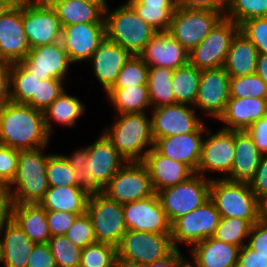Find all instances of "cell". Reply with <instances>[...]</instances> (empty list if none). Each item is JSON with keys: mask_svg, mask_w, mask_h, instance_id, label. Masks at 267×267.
<instances>
[{"mask_svg": "<svg viewBox=\"0 0 267 267\" xmlns=\"http://www.w3.org/2000/svg\"><path fill=\"white\" fill-rule=\"evenodd\" d=\"M249 185L260 202L267 198V154H262L259 166Z\"/></svg>", "mask_w": 267, "mask_h": 267, "instance_id": "54", "label": "cell"}, {"mask_svg": "<svg viewBox=\"0 0 267 267\" xmlns=\"http://www.w3.org/2000/svg\"><path fill=\"white\" fill-rule=\"evenodd\" d=\"M48 148L45 146L19 151L16 175L4 190L12 203L39 204L44 198L49 189L46 176L47 160L52 154L47 153Z\"/></svg>", "mask_w": 267, "mask_h": 267, "instance_id": "3", "label": "cell"}, {"mask_svg": "<svg viewBox=\"0 0 267 267\" xmlns=\"http://www.w3.org/2000/svg\"><path fill=\"white\" fill-rule=\"evenodd\" d=\"M65 83V80L54 78L38 81L37 110L44 112L66 89Z\"/></svg>", "mask_w": 267, "mask_h": 267, "instance_id": "50", "label": "cell"}, {"mask_svg": "<svg viewBox=\"0 0 267 267\" xmlns=\"http://www.w3.org/2000/svg\"><path fill=\"white\" fill-rule=\"evenodd\" d=\"M29 50L22 24V3H16L0 16V61L19 63L27 57Z\"/></svg>", "mask_w": 267, "mask_h": 267, "instance_id": "20", "label": "cell"}, {"mask_svg": "<svg viewBox=\"0 0 267 267\" xmlns=\"http://www.w3.org/2000/svg\"><path fill=\"white\" fill-rule=\"evenodd\" d=\"M117 247L95 242L82 249L80 267H116Z\"/></svg>", "mask_w": 267, "mask_h": 267, "instance_id": "42", "label": "cell"}, {"mask_svg": "<svg viewBox=\"0 0 267 267\" xmlns=\"http://www.w3.org/2000/svg\"><path fill=\"white\" fill-rule=\"evenodd\" d=\"M210 199L221 218L236 217L251 225L261 219V202L251 191L249 183L211 179Z\"/></svg>", "mask_w": 267, "mask_h": 267, "instance_id": "5", "label": "cell"}, {"mask_svg": "<svg viewBox=\"0 0 267 267\" xmlns=\"http://www.w3.org/2000/svg\"><path fill=\"white\" fill-rule=\"evenodd\" d=\"M39 80L60 79L70 80V62L62 42L38 46L28 51L27 57L20 62ZM69 72V73H68ZM69 75V77H67ZM68 78V79H67Z\"/></svg>", "mask_w": 267, "mask_h": 267, "instance_id": "17", "label": "cell"}, {"mask_svg": "<svg viewBox=\"0 0 267 267\" xmlns=\"http://www.w3.org/2000/svg\"><path fill=\"white\" fill-rule=\"evenodd\" d=\"M68 161L73 172L76 174V186L85 191L88 195L103 193L104 188L96 181L95 177L87 173V146L74 149L71 155L62 154Z\"/></svg>", "mask_w": 267, "mask_h": 267, "instance_id": "39", "label": "cell"}, {"mask_svg": "<svg viewBox=\"0 0 267 267\" xmlns=\"http://www.w3.org/2000/svg\"><path fill=\"white\" fill-rule=\"evenodd\" d=\"M105 96L107 97V102L112 104L115 115L124 113H150L152 109L147 85L110 88L105 93Z\"/></svg>", "mask_w": 267, "mask_h": 267, "instance_id": "35", "label": "cell"}, {"mask_svg": "<svg viewBox=\"0 0 267 267\" xmlns=\"http://www.w3.org/2000/svg\"><path fill=\"white\" fill-rule=\"evenodd\" d=\"M110 10L107 4L104 9L106 38L126 49L132 56H139L157 31L126 1Z\"/></svg>", "mask_w": 267, "mask_h": 267, "instance_id": "4", "label": "cell"}, {"mask_svg": "<svg viewBox=\"0 0 267 267\" xmlns=\"http://www.w3.org/2000/svg\"><path fill=\"white\" fill-rule=\"evenodd\" d=\"M22 24L30 49L61 41L63 27L48 1L22 2Z\"/></svg>", "mask_w": 267, "mask_h": 267, "instance_id": "8", "label": "cell"}, {"mask_svg": "<svg viewBox=\"0 0 267 267\" xmlns=\"http://www.w3.org/2000/svg\"><path fill=\"white\" fill-rule=\"evenodd\" d=\"M127 230L171 234V225L155 193L144 199L123 204Z\"/></svg>", "mask_w": 267, "mask_h": 267, "instance_id": "19", "label": "cell"}, {"mask_svg": "<svg viewBox=\"0 0 267 267\" xmlns=\"http://www.w3.org/2000/svg\"><path fill=\"white\" fill-rule=\"evenodd\" d=\"M239 31L257 48L259 54H267V17L248 19Z\"/></svg>", "mask_w": 267, "mask_h": 267, "instance_id": "49", "label": "cell"}, {"mask_svg": "<svg viewBox=\"0 0 267 267\" xmlns=\"http://www.w3.org/2000/svg\"><path fill=\"white\" fill-rule=\"evenodd\" d=\"M73 169L61 153H52L47 160L46 176L49 187L76 185Z\"/></svg>", "mask_w": 267, "mask_h": 267, "instance_id": "45", "label": "cell"}, {"mask_svg": "<svg viewBox=\"0 0 267 267\" xmlns=\"http://www.w3.org/2000/svg\"><path fill=\"white\" fill-rule=\"evenodd\" d=\"M109 199L125 204L155 194L148 169L142 162H126L104 187Z\"/></svg>", "mask_w": 267, "mask_h": 267, "instance_id": "13", "label": "cell"}, {"mask_svg": "<svg viewBox=\"0 0 267 267\" xmlns=\"http://www.w3.org/2000/svg\"><path fill=\"white\" fill-rule=\"evenodd\" d=\"M84 102L78 96L70 95L65 89L44 111L45 126L50 136L55 131L54 123L64 127H76L78 119L82 118L87 111Z\"/></svg>", "mask_w": 267, "mask_h": 267, "instance_id": "33", "label": "cell"}, {"mask_svg": "<svg viewBox=\"0 0 267 267\" xmlns=\"http://www.w3.org/2000/svg\"><path fill=\"white\" fill-rule=\"evenodd\" d=\"M149 67L140 56L131 58L122 67L111 88L147 85Z\"/></svg>", "mask_w": 267, "mask_h": 267, "instance_id": "43", "label": "cell"}, {"mask_svg": "<svg viewBox=\"0 0 267 267\" xmlns=\"http://www.w3.org/2000/svg\"><path fill=\"white\" fill-rule=\"evenodd\" d=\"M202 70L191 64L179 67L172 75L175 104L195 106Z\"/></svg>", "mask_w": 267, "mask_h": 267, "instance_id": "37", "label": "cell"}, {"mask_svg": "<svg viewBox=\"0 0 267 267\" xmlns=\"http://www.w3.org/2000/svg\"><path fill=\"white\" fill-rule=\"evenodd\" d=\"M0 265L3 267L4 265V261H3V245H2V241L0 239ZM0 266V267H1Z\"/></svg>", "mask_w": 267, "mask_h": 267, "instance_id": "67", "label": "cell"}, {"mask_svg": "<svg viewBox=\"0 0 267 267\" xmlns=\"http://www.w3.org/2000/svg\"><path fill=\"white\" fill-rule=\"evenodd\" d=\"M57 267H80L82 249L66 235L51 237L48 242Z\"/></svg>", "mask_w": 267, "mask_h": 267, "instance_id": "44", "label": "cell"}, {"mask_svg": "<svg viewBox=\"0 0 267 267\" xmlns=\"http://www.w3.org/2000/svg\"><path fill=\"white\" fill-rule=\"evenodd\" d=\"M187 250V267H236L240 247L208 237Z\"/></svg>", "mask_w": 267, "mask_h": 267, "instance_id": "26", "label": "cell"}, {"mask_svg": "<svg viewBox=\"0 0 267 267\" xmlns=\"http://www.w3.org/2000/svg\"><path fill=\"white\" fill-rule=\"evenodd\" d=\"M230 98V76L223 67L204 69L194 108L217 121Z\"/></svg>", "mask_w": 267, "mask_h": 267, "instance_id": "16", "label": "cell"}, {"mask_svg": "<svg viewBox=\"0 0 267 267\" xmlns=\"http://www.w3.org/2000/svg\"><path fill=\"white\" fill-rule=\"evenodd\" d=\"M11 218L35 244L48 243L50 236L46 210L37 203H12Z\"/></svg>", "mask_w": 267, "mask_h": 267, "instance_id": "30", "label": "cell"}, {"mask_svg": "<svg viewBox=\"0 0 267 267\" xmlns=\"http://www.w3.org/2000/svg\"><path fill=\"white\" fill-rule=\"evenodd\" d=\"M10 101L9 64L0 61V108Z\"/></svg>", "mask_w": 267, "mask_h": 267, "instance_id": "59", "label": "cell"}, {"mask_svg": "<svg viewBox=\"0 0 267 267\" xmlns=\"http://www.w3.org/2000/svg\"><path fill=\"white\" fill-rule=\"evenodd\" d=\"M150 115L154 141L158 138L195 132L204 123L197 110L185 104L152 108Z\"/></svg>", "mask_w": 267, "mask_h": 267, "instance_id": "15", "label": "cell"}, {"mask_svg": "<svg viewBox=\"0 0 267 267\" xmlns=\"http://www.w3.org/2000/svg\"><path fill=\"white\" fill-rule=\"evenodd\" d=\"M78 215L65 211H46L47 224L50 236L65 235Z\"/></svg>", "mask_w": 267, "mask_h": 267, "instance_id": "52", "label": "cell"}, {"mask_svg": "<svg viewBox=\"0 0 267 267\" xmlns=\"http://www.w3.org/2000/svg\"><path fill=\"white\" fill-rule=\"evenodd\" d=\"M246 245L257 254L267 256V222L260 219L251 226Z\"/></svg>", "mask_w": 267, "mask_h": 267, "instance_id": "53", "label": "cell"}, {"mask_svg": "<svg viewBox=\"0 0 267 267\" xmlns=\"http://www.w3.org/2000/svg\"><path fill=\"white\" fill-rule=\"evenodd\" d=\"M208 127L203 139L201 157L197 167V174L208 178H219L209 176L216 172L221 174V179H225L231 171L234 160V131L225 130L221 127L212 132ZM206 173H209L208 175Z\"/></svg>", "mask_w": 267, "mask_h": 267, "instance_id": "12", "label": "cell"}, {"mask_svg": "<svg viewBox=\"0 0 267 267\" xmlns=\"http://www.w3.org/2000/svg\"><path fill=\"white\" fill-rule=\"evenodd\" d=\"M223 17L224 15L218 11L185 9L177 6L167 32L189 53Z\"/></svg>", "mask_w": 267, "mask_h": 267, "instance_id": "10", "label": "cell"}, {"mask_svg": "<svg viewBox=\"0 0 267 267\" xmlns=\"http://www.w3.org/2000/svg\"><path fill=\"white\" fill-rule=\"evenodd\" d=\"M19 150L5 146L0 151V191H4L17 172Z\"/></svg>", "mask_w": 267, "mask_h": 267, "instance_id": "51", "label": "cell"}, {"mask_svg": "<svg viewBox=\"0 0 267 267\" xmlns=\"http://www.w3.org/2000/svg\"><path fill=\"white\" fill-rule=\"evenodd\" d=\"M15 4L13 0H0V16L5 14Z\"/></svg>", "mask_w": 267, "mask_h": 267, "instance_id": "64", "label": "cell"}, {"mask_svg": "<svg viewBox=\"0 0 267 267\" xmlns=\"http://www.w3.org/2000/svg\"><path fill=\"white\" fill-rule=\"evenodd\" d=\"M131 6L177 7V0H126Z\"/></svg>", "mask_w": 267, "mask_h": 267, "instance_id": "62", "label": "cell"}, {"mask_svg": "<svg viewBox=\"0 0 267 267\" xmlns=\"http://www.w3.org/2000/svg\"><path fill=\"white\" fill-rule=\"evenodd\" d=\"M236 267H267V256L257 254L245 244L240 248Z\"/></svg>", "mask_w": 267, "mask_h": 267, "instance_id": "58", "label": "cell"}, {"mask_svg": "<svg viewBox=\"0 0 267 267\" xmlns=\"http://www.w3.org/2000/svg\"><path fill=\"white\" fill-rule=\"evenodd\" d=\"M267 115V99L229 98L223 114L217 121L222 129L245 131L254 122Z\"/></svg>", "mask_w": 267, "mask_h": 267, "instance_id": "27", "label": "cell"}, {"mask_svg": "<svg viewBox=\"0 0 267 267\" xmlns=\"http://www.w3.org/2000/svg\"><path fill=\"white\" fill-rule=\"evenodd\" d=\"M55 9L62 27L78 23H105L107 2L81 0H48Z\"/></svg>", "mask_w": 267, "mask_h": 267, "instance_id": "29", "label": "cell"}, {"mask_svg": "<svg viewBox=\"0 0 267 267\" xmlns=\"http://www.w3.org/2000/svg\"><path fill=\"white\" fill-rule=\"evenodd\" d=\"M26 267H57L48 243L33 246Z\"/></svg>", "mask_w": 267, "mask_h": 267, "instance_id": "55", "label": "cell"}, {"mask_svg": "<svg viewBox=\"0 0 267 267\" xmlns=\"http://www.w3.org/2000/svg\"><path fill=\"white\" fill-rule=\"evenodd\" d=\"M116 267H146V265L133 264V263H128V262H117Z\"/></svg>", "mask_w": 267, "mask_h": 267, "instance_id": "66", "label": "cell"}, {"mask_svg": "<svg viewBox=\"0 0 267 267\" xmlns=\"http://www.w3.org/2000/svg\"><path fill=\"white\" fill-rule=\"evenodd\" d=\"M230 97L267 99V85L256 73L242 77H230Z\"/></svg>", "mask_w": 267, "mask_h": 267, "instance_id": "46", "label": "cell"}, {"mask_svg": "<svg viewBox=\"0 0 267 267\" xmlns=\"http://www.w3.org/2000/svg\"><path fill=\"white\" fill-rule=\"evenodd\" d=\"M174 250L171 234L127 230L117 246V260L147 265L168 257Z\"/></svg>", "mask_w": 267, "mask_h": 267, "instance_id": "6", "label": "cell"}, {"mask_svg": "<svg viewBox=\"0 0 267 267\" xmlns=\"http://www.w3.org/2000/svg\"><path fill=\"white\" fill-rule=\"evenodd\" d=\"M238 31V24L223 17L203 41L189 52V64L201 70L223 67L232 38Z\"/></svg>", "mask_w": 267, "mask_h": 267, "instance_id": "14", "label": "cell"}, {"mask_svg": "<svg viewBox=\"0 0 267 267\" xmlns=\"http://www.w3.org/2000/svg\"><path fill=\"white\" fill-rule=\"evenodd\" d=\"M207 128L204 122L195 132L158 138L154 141V148L163 156L184 163L196 173Z\"/></svg>", "mask_w": 267, "mask_h": 267, "instance_id": "21", "label": "cell"}, {"mask_svg": "<svg viewBox=\"0 0 267 267\" xmlns=\"http://www.w3.org/2000/svg\"><path fill=\"white\" fill-rule=\"evenodd\" d=\"M89 195L76 185L49 187L39 204L46 211L86 213Z\"/></svg>", "mask_w": 267, "mask_h": 267, "instance_id": "34", "label": "cell"}, {"mask_svg": "<svg viewBox=\"0 0 267 267\" xmlns=\"http://www.w3.org/2000/svg\"><path fill=\"white\" fill-rule=\"evenodd\" d=\"M131 54L107 38L100 44L87 63L92 67L93 75L105 93L114 85L124 64Z\"/></svg>", "mask_w": 267, "mask_h": 267, "instance_id": "23", "label": "cell"}, {"mask_svg": "<svg viewBox=\"0 0 267 267\" xmlns=\"http://www.w3.org/2000/svg\"><path fill=\"white\" fill-rule=\"evenodd\" d=\"M234 160L230 174L225 178L233 182L249 183L259 166L262 153L252 136L245 131H234Z\"/></svg>", "mask_w": 267, "mask_h": 267, "instance_id": "28", "label": "cell"}, {"mask_svg": "<svg viewBox=\"0 0 267 267\" xmlns=\"http://www.w3.org/2000/svg\"><path fill=\"white\" fill-rule=\"evenodd\" d=\"M210 183L211 179L195 173L186 181L157 193L170 225L210 198Z\"/></svg>", "mask_w": 267, "mask_h": 267, "instance_id": "7", "label": "cell"}, {"mask_svg": "<svg viewBox=\"0 0 267 267\" xmlns=\"http://www.w3.org/2000/svg\"><path fill=\"white\" fill-rule=\"evenodd\" d=\"M251 226L248 221L236 217L221 218L213 237L241 248L247 243Z\"/></svg>", "mask_w": 267, "mask_h": 267, "instance_id": "40", "label": "cell"}, {"mask_svg": "<svg viewBox=\"0 0 267 267\" xmlns=\"http://www.w3.org/2000/svg\"><path fill=\"white\" fill-rule=\"evenodd\" d=\"M157 32L168 31L176 7L132 6Z\"/></svg>", "mask_w": 267, "mask_h": 267, "instance_id": "48", "label": "cell"}, {"mask_svg": "<svg viewBox=\"0 0 267 267\" xmlns=\"http://www.w3.org/2000/svg\"><path fill=\"white\" fill-rule=\"evenodd\" d=\"M86 212L92 220L96 242L117 247L127 231L123 204L103 193L89 195Z\"/></svg>", "mask_w": 267, "mask_h": 267, "instance_id": "11", "label": "cell"}, {"mask_svg": "<svg viewBox=\"0 0 267 267\" xmlns=\"http://www.w3.org/2000/svg\"><path fill=\"white\" fill-rule=\"evenodd\" d=\"M174 70L161 67H149L147 86L152 108L174 105L172 75Z\"/></svg>", "mask_w": 267, "mask_h": 267, "instance_id": "38", "label": "cell"}, {"mask_svg": "<svg viewBox=\"0 0 267 267\" xmlns=\"http://www.w3.org/2000/svg\"><path fill=\"white\" fill-rule=\"evenodd\" d=\"M229 0H177V6L185 9L213 10L225 15Z\"/></svg>", "mask_w": 267, "mask_h": 267, "instance_id": "56", "label": "cell"}, {"mask_svg": "<svg viewBox=\"0 0 267 267\" xmlns=\"http://www.w3.org/2000/svg\"><path fill=\"white\" fill-rule=\"evenodd\" d=\"M4 267H26L33 243L18 224L10 218L0 234Z\"/></svg>", "mask_w": 267, "mask_h": 267, "instance_id": "32", "label": "cell"}, {"mask_svg": "<svg viewBox=\"0 0 267 267\" xmlns=\"http://www.w3.org/2000/svg\"><path fill=\"white\" fill-rule=\"evenodd\" d=\"M87 151V173L95 177L103 188L127 162L103 132L93 143L87 144Z\"/></svg>", "mask_w": 267, "mask_h": 267, "instance_id": "24", "label": "cell"}, {"mask_svg": "<svg viewBox=\"0 0 267 267\" xmlns=\"http://www.w3.org/2000/svg\"><path fill=\"white\" fill-rule=\"evenodd\" d=\"M81 1H87V2H107V0H81Z\"/></svg>", "mask_w": 267, "mask_h": 267, "instance_id": "68", "label": "cell"}, {"mask_svg": "<svg viewBox=\"0 0 267 267\" xmlns=\"http://www.w3.org/2000/svg\"><path fill=\"white\" fill-rule=\"evenodd\" d=\"M220 219V213L209 198L171 225L173 247L179 250V245L183 244L186 248H191L194 244L213 237Z\"/></svg>", "mask_w": 267, "mask_h": 267, "instance_id": "9", "label": "cell"}, {"mask_svg": "<svg viewBox=\"0 0 267 267\" xmlns=\"http://www.w3.org/2000/svg\"><path fill=\"white\" fill-rule=\"evenodd\" d=\"M146 267H187V258L181 249H175L168 257L147 264Z\"/></svg>", "mask_w": 267, "mask_h": 267, "instance_id": "60", "label": "cell"}, {"mask_svg": "<svg viewBox=\"0 0 267 267\" xmlns=\"http://www.w3.org/2000/svg\"><path fill=\"white\" fill-rule=\"evenodd\" d=\"M12 202L4 191H0V234L5 223L11 218Z\"/></svg>", "mask_w": 267, "mask_h": 267, "instance_id": "61", "label": "cell"}, {"mask_svg": "<svg viewBox=\"0 0 267 267\" xmlns=\"http://www.w3.org/2000/svg\"><path fill=\"white\" fill-rule=\"evenodd\" d=\"M10 100L27 104L37 110V88L39 77L30 73L20 62L9 64Z\"/></svg>", "mask_w": 267, "mask_h": 267, "instance_id": "36", "label": "cell"}, {"mask_svg": "<svg viewBox=\"0 0 267 267\" xmlns=\"http://www.w3.org/2000/svg\"><path fill=\"white\" fill-rule=\"evenodd\" d=\"M106 39L105 23H78L64 26L61 42L74 65L91 59Z\"/></svg>", "mask_w": 267, "mask_h": 267, "instance_id": "18", "label": "cell"}, {"mask_svg": "<svg viewBox=\"0 0 267 267\" xmlns=\"http://www.w3.org/2000/svg\"><path fill=\"white\" fill-rule=\"evenodd\" d=\"M65 235L81 249L96 242L93 223L87 212L76 217Z\"/></svg>", "mask_w": 267, "mask_h": 267, "instance_id": "47", "label": "cell"}, {"mask_svg": "<svg viewBox=\"0 0 267 267\" xmlns=\"http://www.w3.org/2000/svg\"><path fill=\"white\" fill-rule=\"evenodd\" d=\"M142 163L148 169L154 192L184 182L195 172L184 163L160 154L154 147L145 155Z\"/></svg>", "mask_w": 267, "mask_h": 267, "instance_id": "25", "label": "cell"}, {"mask_svg": "<svg viewBox=\"0 0 267 267\" xmlns=\"http://www.w3.org/2000/svg\"><path fill=\"white\" fill-rule=\"evenodd\" d=\"M224 17L239 26L248 19L267 17V0H229Z\"/></svg>", "mask_w": 267, "mask_h": 267, "instance_id": "41", "label": "cell"}, {"mask_svg": "<svg viewBox=\"0 0 267 267\" xmlns=\"http://www.w3.org/2000/svg\"><path fill=\"white\" fill-rule=\"evenodd\" d=\"M256 74L267 85V54L258 55Z\"/></svg>", "mask_w": 267, "mask_h": 267, "instance_id": "63", "label": "cell"}, {"mask_svg": "<svg viewBox=\"0 0 267 267\" xmlns=\"http://www.w3.org/2000/svg\"><path fill=\"white\" fill-rule=\"evenodd\" d=\"M15 3H22V2H27L29 0H13Z\"/></svg>", "mask_w": 267, "mask_h": 267, "instance_id": "69", "label": "cell"}, {"mask_svg": "<svg viewBox=\"0 0 267 267\" xmlns=\"http://www.w3.org/2000/svg\"><path fill=\"white\" fill-rule=\"evenodd\" d=\"M5 147V144L0 140V151Z\"/></svg>", "mask_w": 267, "mask_h": 267, "instance_id": "70", "label": "cell"}, {"mask_svg": "<svg viewBox=\"0 0 267 267\" xmlns=\"http://www.w3.org/2000/svg\"><path fill=\"white\" fill-rule=\"evenodd\" d=\"M247 132L252 136L257 149L267 154V115L254 122Z\"/></svg>", "mask_w": 267, "mask_h": 267, "instance_id": "57", "label": "cell"}, {"mask_svg": "<svg viewBox=\"0 0 267 267\" xmlns=\"http://www.w3.org/2000/svg\"><path fill=\"white\" fill-rule=\"evenodd\" d=\"M50 134L44 112L27 104L8 102L0 108V140L15 150H31L49 146Z\"/></svg>", "mask_w": 267, "mask_h": 267, "instance_id": "1", "label": "cell"}, {"mask_svg": "<svg viewBox=\"0 0 267 267\" xmlns=\"http://www.w3.org/2000/svg\"><path fill=\"white\" fill-rule=\"evenodd\" d=\"M147 114L149 113L112 115L114 122L102 130L127 162H142L154 147L151 115Z\"/></svg>", "mask_w": 267, "mask_h": 267, "instance_id": "2", "label": "cell"}, {"mask_svg": "<svg viewBox=\"0 0 267 267\" xmlns=\"http://www.w3.org/2000/svg\"><path fill=\"white\" fill-rule=\"evenodd\" d=\"M139 56L148 67L175 70L189 63L188 51L167 31L157 32Z\"/></svg>", "mask_w": 267, "mask_h": 267, "instance_id": "22", "label": "cell"}, {"mask_svg": "<svg viewBox=\"0 0 267 267\" xmlns=\"http://www.w3.org/2000/svg\"><path fill=\"white\" fill-rule=\"evenodd\" d=\"M261 219L267 222V198L261 202Z\"/></svg>", "mask_w": 267, "mask_h": 267, "instance_id": "65", "label": "cell"}, {"mask_svg": "<svg viewBox=\"0 0 267 267\" xmlns=\"http://www.w3.org/2000/svg\"><path fill=\"white\" fill-rule=\"evenodd\" d=\"M259 52L240 31L232 38L223 68L230 77L256 73Z\"/></svg>", "mask_w": 267, "mask_h": 267, "instance_id": "31", "label": "cell"}]
</instances>
